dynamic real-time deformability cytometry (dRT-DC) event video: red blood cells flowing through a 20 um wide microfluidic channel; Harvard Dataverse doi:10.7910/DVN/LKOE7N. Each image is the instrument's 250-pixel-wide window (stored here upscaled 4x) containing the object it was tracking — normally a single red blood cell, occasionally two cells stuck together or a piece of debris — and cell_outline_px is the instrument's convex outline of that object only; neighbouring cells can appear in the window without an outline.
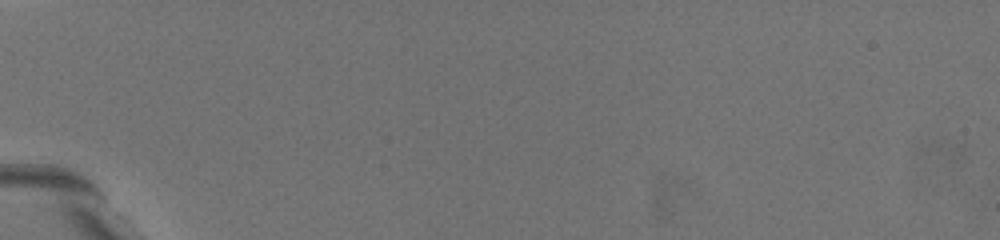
{"species": "common noctule bat (a hibernating species)", "species_latin": "Nyctalus noctula", "temperature_condition": "warm", "stored_images_in_passage": 2, "camera_frame_rate_fps": 3000, "um_per_image_px": 0.085, "animal": {"sex": "female", "body_mass_g": 19.5, "forearm_length_mm": 54.1}, "frame": {"image": 1, "passage_image": 1, "time_ms": 0.0, "image_size_px": [1000, 240], "cell_outline_px": [[176, 208], [172, 208], [164, 204], [120, 168], [116, 164], [104, 140], [120, 144], [132, 148], [136, 152], [160, 180]], "centroid_in_image_um": [11.81, 14.55], "position_along_channel_um": 73.2, "area_um2": 10.4}}